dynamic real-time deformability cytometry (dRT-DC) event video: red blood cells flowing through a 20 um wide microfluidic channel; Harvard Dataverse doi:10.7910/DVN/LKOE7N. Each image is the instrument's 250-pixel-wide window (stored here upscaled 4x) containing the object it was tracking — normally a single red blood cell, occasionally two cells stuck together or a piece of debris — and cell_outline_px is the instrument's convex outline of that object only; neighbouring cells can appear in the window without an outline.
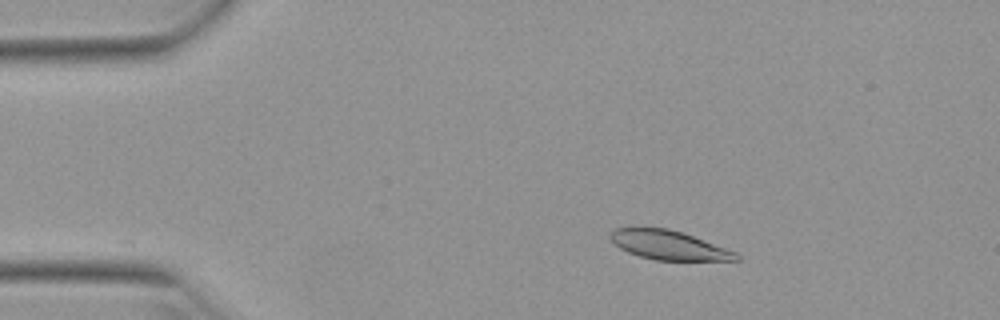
{"species": "Egyptian fruit bat (a non-hibernating species)", "species_latin": "Rousettus aegyptiacus", "temperature_condition": "warm", "stored_images_in_passage": 9, "camera_frame_rate_fps": 3000, "um_per_image_px": 0.085, "animal": {"sex": "female"}, "frame": {"image": 1, "passage_image": 1, "time_ms": 0.0, "image_size_px": [1000, 320], "cell_outline_px": [[740, 260], [656, 260], [640, 256], [628, 252], [620, 248], [608, 236], [608, 232], [616, 228], [668, 228], [692, 236], [736, 252], [740, 256]], "centroid_in_image_um": [56.81, 20.84], "position_along_channel_um": 28.2, "area_um2": 20.98}}
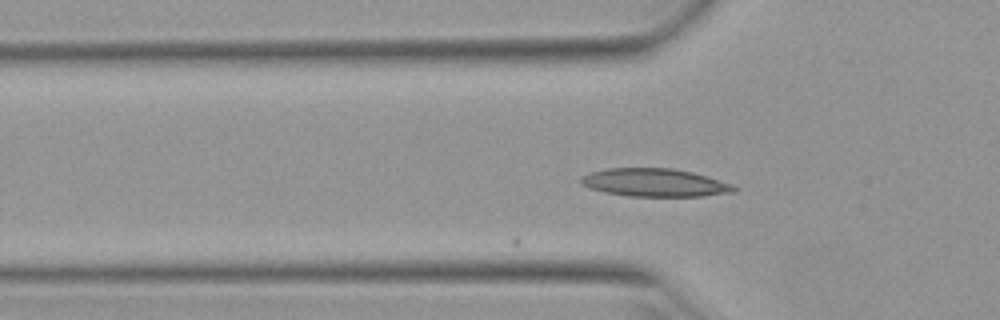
{"frame": {"image": 2, "passage_image": 9, "time_ms": 2.667, "image_size_px": [1000, 320], "cell_outline_px": [[736, 192], [704, 196], [628, 196], [604, 192], [588, 188], [580, 184], [580, 176], [592, 172], [608, 168], [672, 168], [692, 172], [732, 184], [736, 188]], "centroid_in_image_um": [55.62, 15.52], "position_along_channel_um": 70.2, "area_um2": 25.03}}